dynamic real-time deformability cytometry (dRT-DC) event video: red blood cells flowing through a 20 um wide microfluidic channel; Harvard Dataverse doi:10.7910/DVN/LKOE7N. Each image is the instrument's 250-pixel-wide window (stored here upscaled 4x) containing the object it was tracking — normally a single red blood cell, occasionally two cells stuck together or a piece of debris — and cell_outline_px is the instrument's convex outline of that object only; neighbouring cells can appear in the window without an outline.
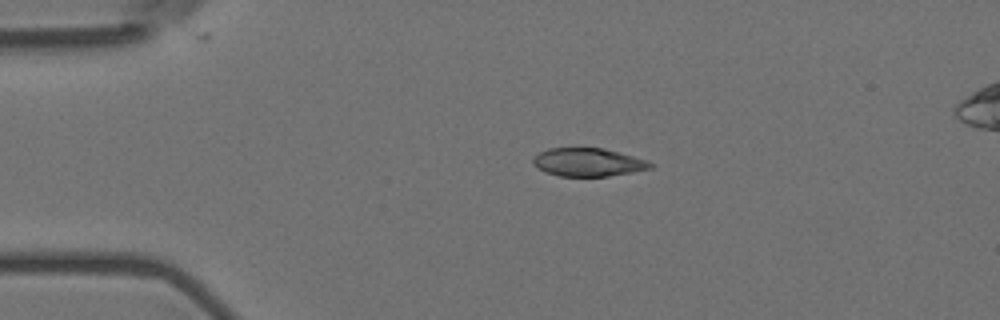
{"species": "Egyptian fruit bat (a non-hibernating species)", "species_latin": "Rousettus aegyptiacus", "temperature_condition": "room temperature", "stored_images_in_passage": 2, "camera_frame_rate_fps": 3000, "um_per_image_px": 0.085, "animal": {"sex": "female"}, "frame": {"image": 1, "passage_image": 1, "time_ms": 0.0, "image_size_px": [1000, 320], "cell_outline_px": [[656, 164], [652, 168], [632, 172], [608, 176], [560, 176], [544, 172], [532, 164], [532, 156], [548, 148], [604, 148], [648, 160]], "centroid_in_image_um": [49.98, 13.79], "position_along_channel_um": 35.0, "area_um2": 19.48}}